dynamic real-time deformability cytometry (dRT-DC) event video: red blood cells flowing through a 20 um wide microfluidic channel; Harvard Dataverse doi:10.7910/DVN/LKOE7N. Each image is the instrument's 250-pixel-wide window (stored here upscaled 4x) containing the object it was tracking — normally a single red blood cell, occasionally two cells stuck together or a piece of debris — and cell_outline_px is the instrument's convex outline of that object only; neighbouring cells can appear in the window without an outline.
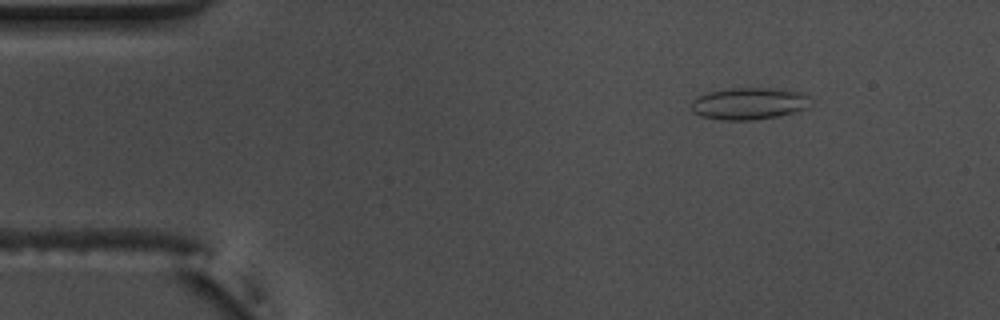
{"species": "common noctule bat (a hibernating species)", "species_latin": "Nyctalus noctula", "temperature_condition": "warm", "stored_images_in_passage": 54, "camera_frame_rate_fps": 3000, "um_per_image_px": 0.085, "animal": {"sex": "male", "body_mass_g": 17.5, "forearm_length_mm": 52.3}, "frame": {"image": 1, "passage_image": 7, "time_ms": 2.0, "image_size_px": [1000, 320], "cell_outline_px": [[808, 108], [776, 116], [752, 120], [720, 120], [700, 116], [692, 112], [692, 100], [696, 96], [708, 92], [728, 88], [772, 88], [804, 92], [808, 96]], "centroid_in_image_um": [63.61, 8.79], "position_along_channel_um": 21.4, "area_um2": 22.25}}
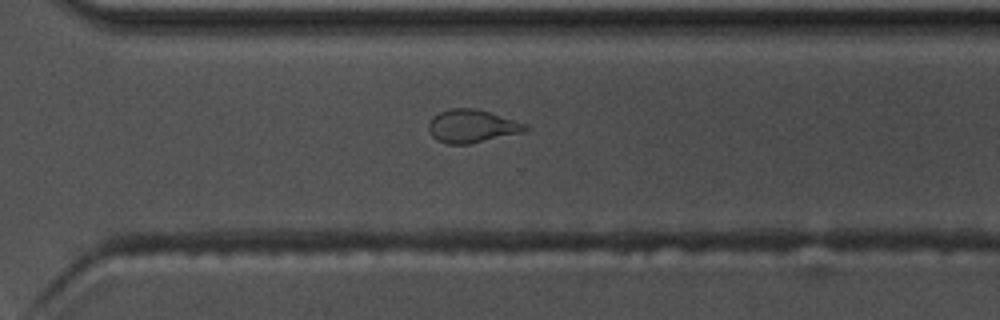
{"frame": {"image": 2, "passage_image": 38, "time_ms": 12.333, "image_size_px": [1000, 320], "cell_outline_px": [[528, 128], [524, 132], [468, 144], [448, 144], [436, 140], [428, 132], [428, 124], [432, 116], [448, 108], [472, 108], [488, 112], [528, 124]], "centroid_in_image_um": [40.08, 10.72], "position_along_channel_um": 330.5, "area_um2": 18.61}}
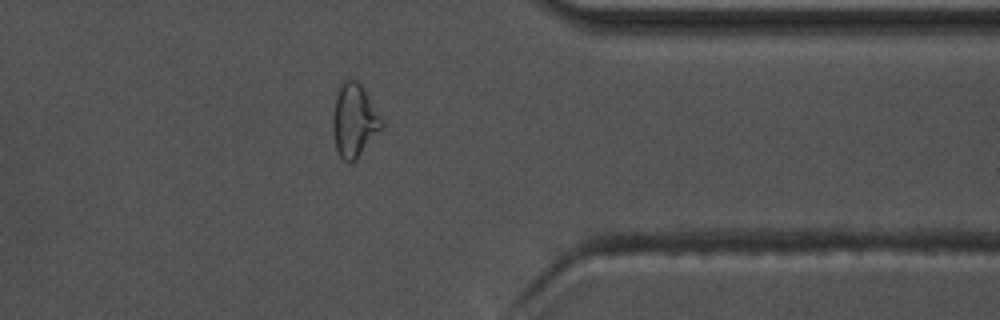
{"frame": {"image": 3, "passage_image": 43, "time_ms": 14.0, "image_size_px": [1000, 320], "cell_outline_px": [[384, 128], [356, 160], [352, 164], [348, 164], [340, 156], [336, 148], [332, 132], [332, 116], [336, 96], [340, 84], [344, 80], [356, 80], [364, 88], [384, 120]], "centroid_in_image_um": [30.13, 10.27], "position_along_channel_um": 381.3, "area_um2": 21.39}, "authors_computed_cell_mechanics": {"area_um2": 19.363, "velocity_mm_per_s": 3.7266, "shape_relaxation_time_tau1_ms": 4.155, "shape_relaxation_time_tau2_ms": 1.0149, "deformation_change_tau1": 0.1407, "deformation_change_tau2": 0.078}}